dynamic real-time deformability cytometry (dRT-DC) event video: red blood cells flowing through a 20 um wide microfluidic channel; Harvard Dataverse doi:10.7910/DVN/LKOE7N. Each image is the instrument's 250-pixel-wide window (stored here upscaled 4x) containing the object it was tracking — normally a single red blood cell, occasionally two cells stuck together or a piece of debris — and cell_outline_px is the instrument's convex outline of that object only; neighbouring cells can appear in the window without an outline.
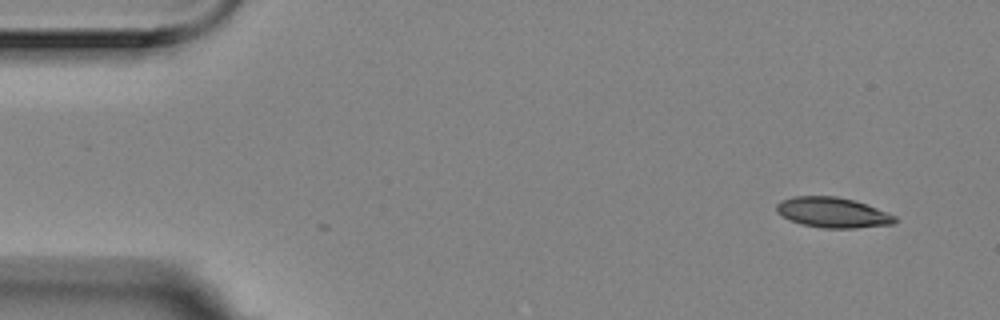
{"species": "Egyptian fruit bat (a non-hibernating species)", "species_latin": "Rousettus aegyptiacus", "temperature_condition": "room temperature", "stored_images_in_passage": 6, "camera_frame_rate_fps": 3000, "um_per_image_px": 0.085, "animal": {"sex": "female"}, "frame": {"image": 1, "passage_image": 2, "time_ms": 0.333, "image_size_px": [1000, 320], "cell_outline_px": [[896, 220], [892, 224], [856, 228], [820, 228], [804, 224], [792, 220], [776, 212], [776, 204], [780, 200], [792, 196], [836, 196], [852, 200], [876, 208], [896, 216]], "centroid_in_image_um": [70.75, 18.06], "position_along_channel_um": 14.3, "area_um2": 20.63}}
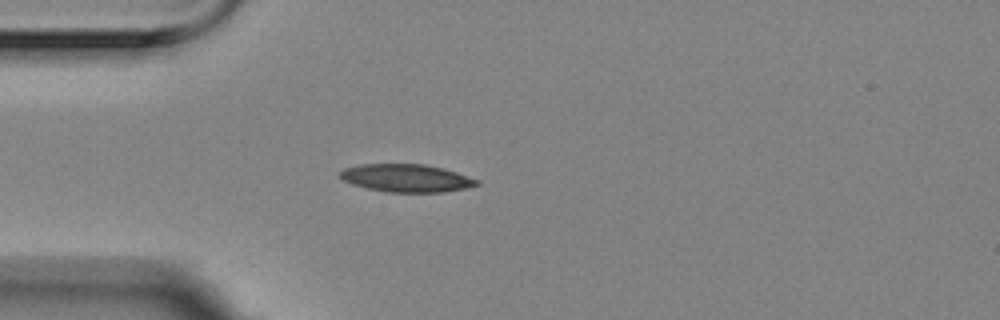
{"frame": {"image": 2, "passage_image": 5, "time_ms": 1.333, "image_size_px": [1000, 320], "cell_outline_px": [[480, 184], [464, 188], [444, 192], [388, 192], [368, 188], [352, 184], [344, 180], [340, 176], [340, 172], [344, 168], [360, 164], [424, 164], [444, 168], [480, 180]], "centroid_in_image_um": [34.56, 15.13], "position_along_channel_um": 50.4, "area_um2": 22.08}}